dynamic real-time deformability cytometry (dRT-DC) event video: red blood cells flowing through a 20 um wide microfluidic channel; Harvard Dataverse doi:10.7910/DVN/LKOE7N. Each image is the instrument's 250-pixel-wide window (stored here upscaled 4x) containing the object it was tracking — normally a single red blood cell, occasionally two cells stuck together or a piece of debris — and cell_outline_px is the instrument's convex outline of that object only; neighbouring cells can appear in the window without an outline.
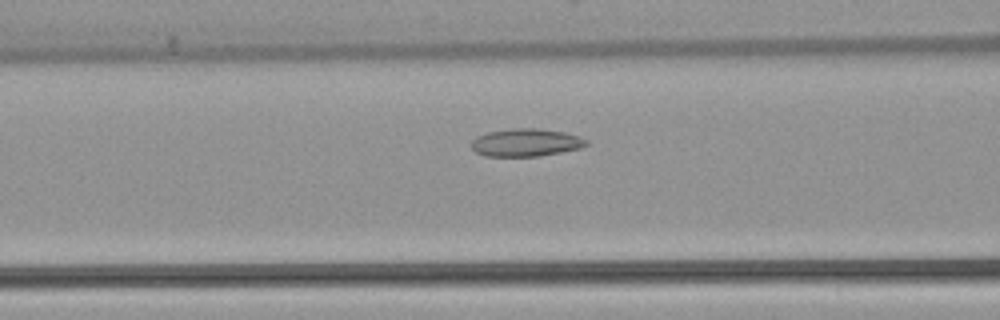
{"species": "common noctule bat (a hibernating species)", "species_latin": "Nyctalus noctula", "temperature_condition": "warm", "stored_images_in_passage": 32, "camera_frame_rate_fps": 3000, "um_per_image_px": 0.085, "animal": {"sex": "female", "body_mass_g": 22.7, "forearm_length_mm": 54.2}, "frame": {"image": 1, "passage_image": 11, "time_ms": 3.333, "image_size_px": [1000, 320], "cell_outline_px": [[588, 144], [580, 148], [540, 156], [484, 156], [476, 152], [472, 148], [472, 140], [476, 136], [488, 132], [512, 128], [536, 128], [564, 132], [580, 136], [588, 140]], "centroid_in_image_um": [44.7, 12.11], "position_along_channel_um": 121.9, "area_um2": 18.61}}
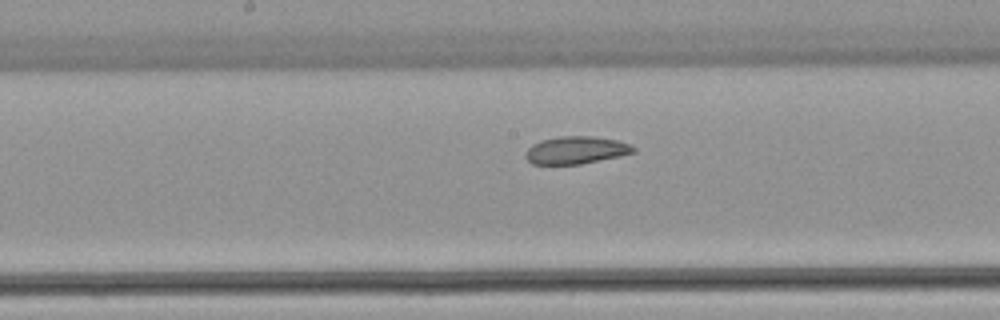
{"frame": {"image": 2, "passage_image": 17, "time_ms": 5.333, "image_size_px": [1000, 320], "cell_outline_px": [[636, 152], [620, 156], [580, 164], [532, 164], [524, 156], [524, 152], [532, 144], [540, 140], [560, 136], [592, 136], [616, 140], [632, 144], [636, 148]], "centroid_in_image_um": [48.96, 12.76], "position_along_channel_um": 199.2, "area_um2": 17.46}}
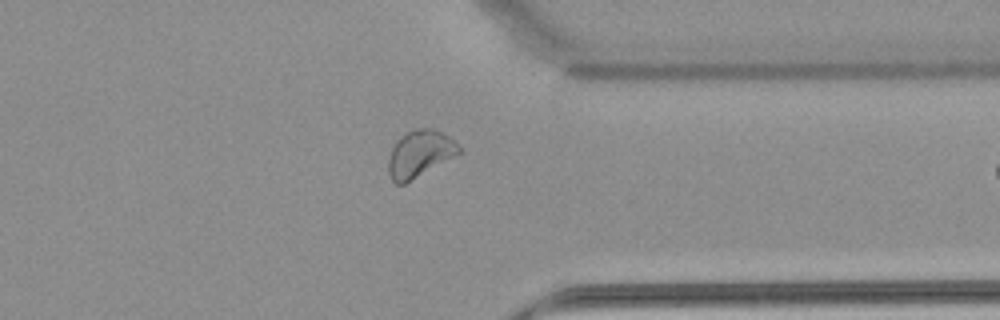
{"frame": {"image": 3, "passage_image": 31, "time_ms": 10.0, "image_size_px": [1000, 320], "cell_outline_px": [[464, 152], [404, 184], [396, 184], [392, 180], [388, 172], [388, 160], [392, 148], [408, 132], [416, 128], [432, 128], [448, 136]], "centroid_in_image_um": [35.7, 13.1], "position_along_channel_um": 375.7, "area_um2": 18.96}}